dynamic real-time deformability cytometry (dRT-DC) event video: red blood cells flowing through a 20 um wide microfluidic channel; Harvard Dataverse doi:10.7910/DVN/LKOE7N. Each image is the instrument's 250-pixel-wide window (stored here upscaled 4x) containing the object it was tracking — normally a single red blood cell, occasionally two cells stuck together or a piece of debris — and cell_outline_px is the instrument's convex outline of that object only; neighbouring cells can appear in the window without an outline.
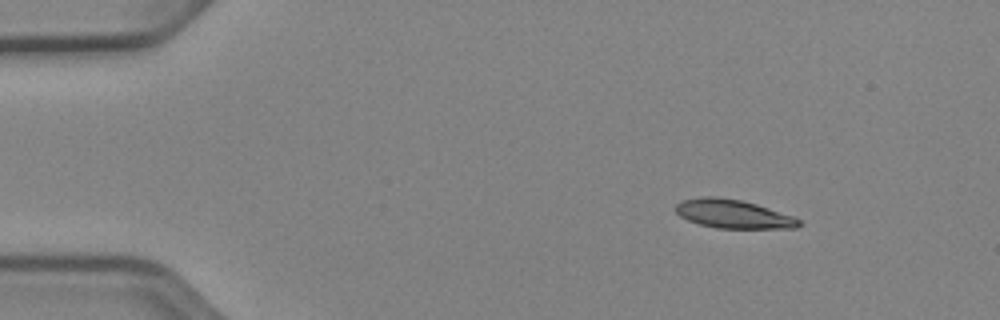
{"species": "Egyptian fruit bat (a non-hibernating species)", "species_latin": "Rousettus aegyptiacus", "temperature_condition": "cold", "stored_images_in_passage": 46, "camera_frame_rate_fps": 3000, "um_per_image_px": 0.085, "animal": {"sex": "female"}, "frame": {"image": 1, "passage_image": 1, "time_ms": 0.0, "image_size_px": [1000, 320], "cell_outline_px": [[804, 224], [796, 228], [716, 228], [700, 224], [688, 220], [680, 216], [676, 212], [676, 204], [680, 200], [704, 196], [716, 196], [740, 200], [756, 204], [792, 216], [800, 220]], "centroid_in_image_um": [62.31, 18.18], "position_along_channel_um": 22.7, "area_um2": 20.52}}
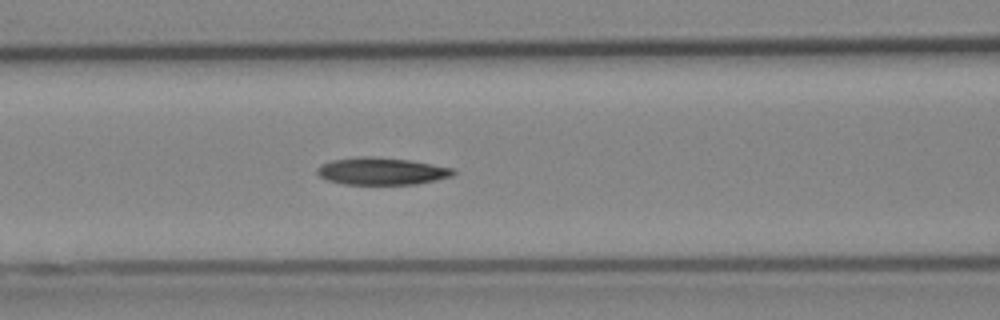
{"frame": {"image": 2, "passage_image": 16, "time_ms": 5.0, "image_size_px": [1000, 320], "cell_outline_px": [[456, 172], [452, 176], [436, 180], [416, 184], [344, 184], [328, 180], [320, 176], [316, 172], [316, 168], [320, 164], [332, 160], [360, 156], [372, 156], [412, 160], [452, 168]], "centroid_in_image_um": [32.42, 14.54], "position_along_channel_um": 134.2, "area_um2": 21.68}}
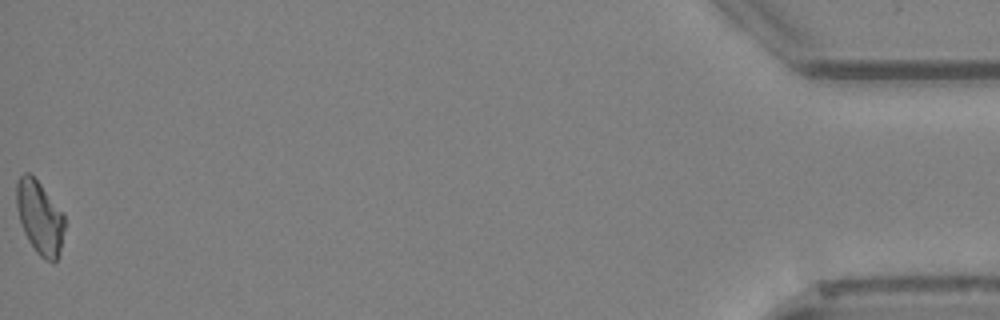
{"frame": {"image": 3, "passage_image": 46, "time_ms": 15.0, "image_size_px": [1000, 320], "cell_outline_px": [[64, 228], [60, 248], [56, 260], [44, 260], [36, 252], [28, 240], [24, 232], [20, 220], [16, 204], [16, 184], [20, 176], [24, 172], [28, 172], [40, 184], [64, 212]], "centroid_in_image_um": [3.37, 18.46], "position_along_channel_um": 431.8, "area_um2": 20.29}, "authors_computed_cell_mechanics": {"area_um2": 21.0681, "velocity_mm_per_s": 3.9402, "shape_relaxation_time_tau1_ms": 5.5591, "shape_relaxation_time_tau2_ms": null, "deformation_change_tau1": 0.1518, "deformation_change_tau2": null}}